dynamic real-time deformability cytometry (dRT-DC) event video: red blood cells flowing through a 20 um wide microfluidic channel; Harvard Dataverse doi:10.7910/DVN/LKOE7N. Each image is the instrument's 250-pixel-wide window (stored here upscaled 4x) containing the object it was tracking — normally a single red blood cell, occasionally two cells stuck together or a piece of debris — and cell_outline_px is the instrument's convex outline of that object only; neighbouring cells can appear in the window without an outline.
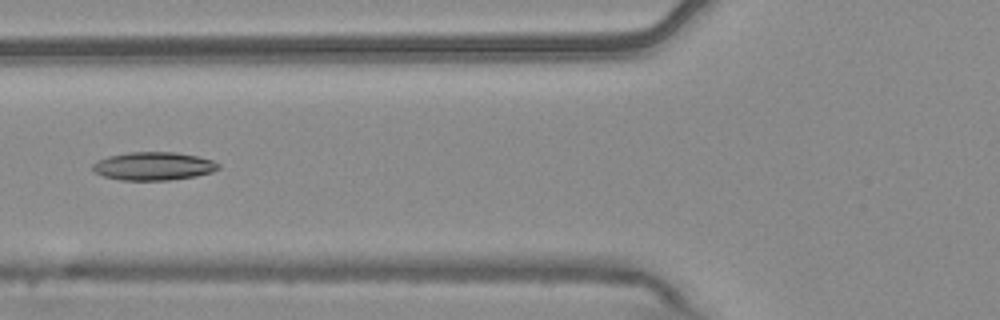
{"species": "common noctule bat (a hibernating species)", "species_latin": "Nyctalus noctula", "temperature_condition": "warm", "stored_images_in_passage": 8, "camera_frame_rate_fps": 3000, "um_per_image_px": 0.085, "animal": {"sex": "male", "body_mass_g": 20.4}, "frame": {"image": 1, "passage_image": 5, "time_ms": 1.333, "image_size_px": [1000, 320], "cell_outline_px": [[220, 168], [212, 172], [196, 176], [168, 180], [120, 180], [104, 176], [92, 172], [92, 164], [96, 160], [108, 156], [128, 152], [176, 152], [196, 156], [212, 160], [220, 164]], "centroid_in_image_um": [13.02, 14.12], "position_along_channel_um": 112.8, "area_um2": 20.81}}
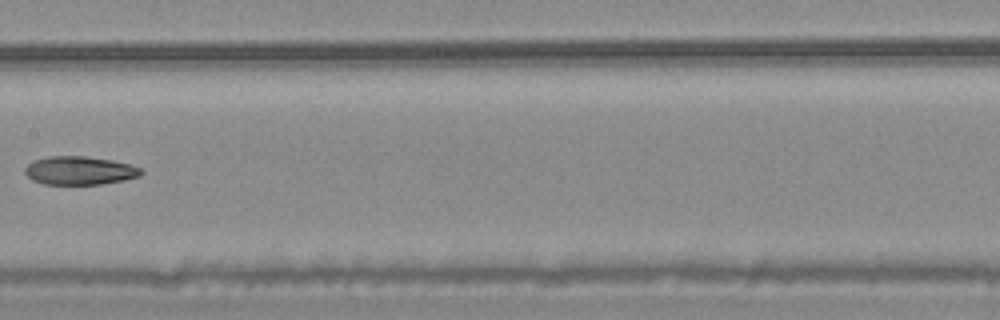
{"frame": {"image": 2, "passage_image": 7, "time_ms": 2.0, "image_size_px": [1000, 320], "cell_outline_px": [[144, 172], [140, 176], [124, 180], [100, 184], [44, 184], [32, 180], [24, 172], [24, 168], [32, 160], [48, 156], [84, 156], [112, 160], [128, 164], [140, 168]], "centroid_in_image_um": [6.74, 14.49], "position_along_channel_um": 200.7, "area_um2": 19.25}}
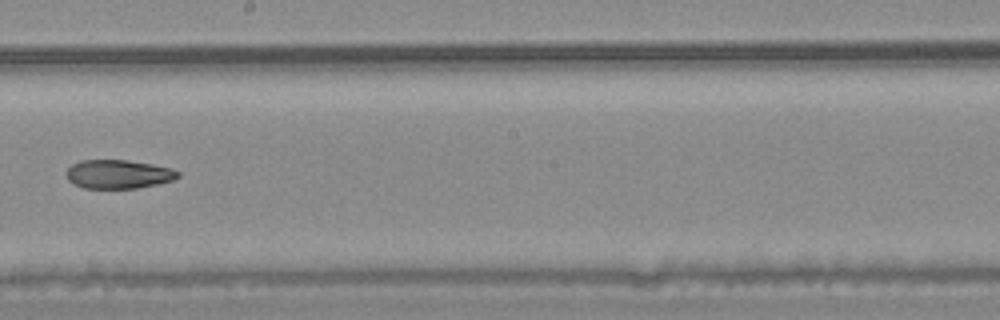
{"frame": {"image": 3, "passage_image": 8, "time_ms": 2.333, "image_size_px": [1000, 320], "cell_outline_px": [[180, 176], [172, 180], [156, 184], [136, 188], [84, 188], [72, 184], [68, 180], [64, 172], [72, 164], [80, 160], [128, 160], [152, 164], [172, 168], [180, 172]], "centroid_in_image_um": [10.03, 14.8], "position_along_channel_um": 238.2, "area_um2": 18.84}}